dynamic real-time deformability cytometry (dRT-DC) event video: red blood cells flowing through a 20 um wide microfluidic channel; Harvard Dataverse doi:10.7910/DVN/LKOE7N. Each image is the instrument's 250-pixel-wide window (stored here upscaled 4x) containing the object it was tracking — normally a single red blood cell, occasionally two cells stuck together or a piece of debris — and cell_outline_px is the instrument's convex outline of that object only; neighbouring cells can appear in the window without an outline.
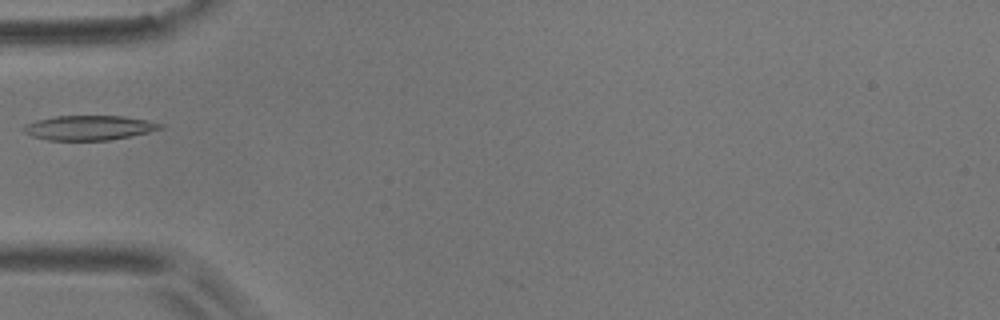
{"species": "common noctule bat (a hibernating species)", "species_latin": "Nyctalus noctula", "temperature_condition": "room temperature", "stored_images_in_passage": 3, "camera_frame_rate_fps": 3000, "um_per_image_px": 0.085, "animal": {"sex": "male", "body_mass_g": 17.9}, "frame": {"image": 1, "passage_image": 2, "time_ms": 1.333, "image_size_px": [1000, 320], "cell_outline_px": [[164, 128], [148, 132], [108, 140], [48, 140], [32, 136], [24, 132], [20, 128], [24, 124], [36, 120], [56, 116], [124, 116], [164, 124]], "centroid_in_image_um": [7.52, 10.85], "position_along_channel_um": 77.5, "area_um2": 19.54}}